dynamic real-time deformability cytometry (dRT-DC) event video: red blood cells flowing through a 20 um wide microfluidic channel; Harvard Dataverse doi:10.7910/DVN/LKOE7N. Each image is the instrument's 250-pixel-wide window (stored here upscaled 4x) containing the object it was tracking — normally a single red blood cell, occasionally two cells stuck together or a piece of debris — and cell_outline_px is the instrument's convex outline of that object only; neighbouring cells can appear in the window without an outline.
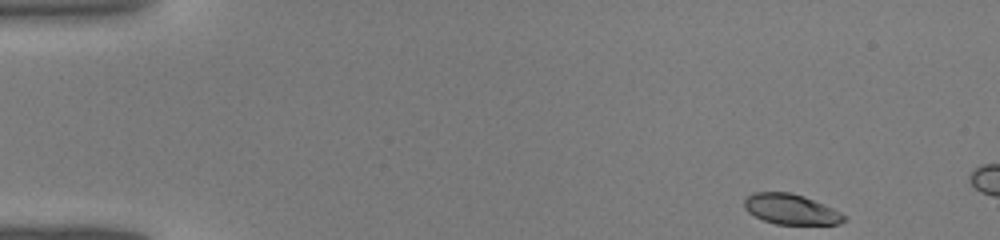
{"species": "common noctule bat (a hibernating species)", "species_latin": "Nyctalus noctula", "temperature_condition": "warm", "stored_images_in_passage": 41, "camera_frame_rate_fps": 3000, "um_per_image_px": 0.085, "animal": {"sex": "male", "body_mass_g": 19.0, "forearm_length_mm": 50.8}, "frame": {"image": 1, "passage_image": 1, "time_ms": 0.0, "image_size_px": [1000, 240], "cell_outline_px": [[848, 220], [840, 224], [776, 224], [764, 220], [748, 212], [744, 208], [744, 200], [752, 192], [788, 192], [804, 196], [832, 208], [848, 216]], "centroid_in_image_um": [67.25, 17.79], "position_along_channel_um": 17.7, "area_um2": 17.63}}
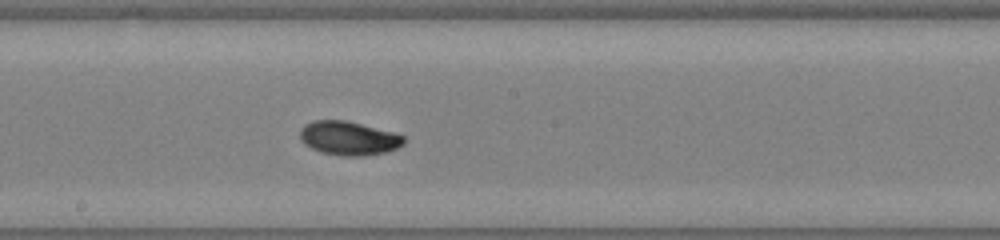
{"frame": {"image": 2, "passage_image": 21, "time_ms": 6.667, "image_size_px": [1000, 240], "cell_outline_px": [[404, 144], [396, 148], [384, 152], [364, 156], [340, 156], [320, 152], [304, 144], [300, 140], [300, 128], [304, 124], [312, 120], [344, 120], [396, 132], [404, 136]], "centroid_in_image_um": [29.61, 11.74], "position_along_channel_um": 218.6, "area_um2": 20.69}}
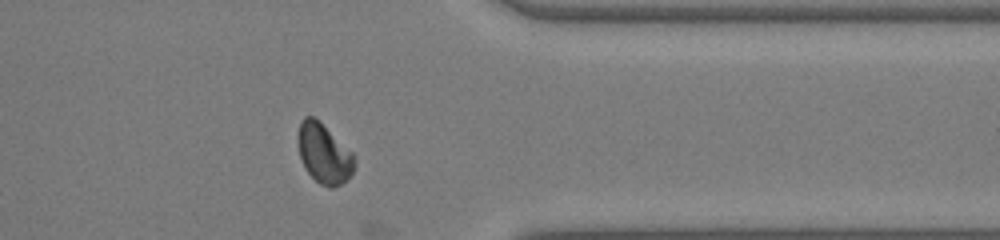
{"frame": {"image": 3, "passage_image": 32, "time_ms": 10.333, "image_size_px": [1000, 240], "cell_outline_px": [[356, 164], [352, 172], [340, 184], [332, 188], [328, 188], [320, 184], [304, 168], [300, 156], [296, 136], [300, 120], [304, 116], [312, 116], [352, 152], [356, 156]], "centroid_in_image_um": [27.51, 13.06], "position_along_channel_um": 383.9, "area_um2": 19.48}}